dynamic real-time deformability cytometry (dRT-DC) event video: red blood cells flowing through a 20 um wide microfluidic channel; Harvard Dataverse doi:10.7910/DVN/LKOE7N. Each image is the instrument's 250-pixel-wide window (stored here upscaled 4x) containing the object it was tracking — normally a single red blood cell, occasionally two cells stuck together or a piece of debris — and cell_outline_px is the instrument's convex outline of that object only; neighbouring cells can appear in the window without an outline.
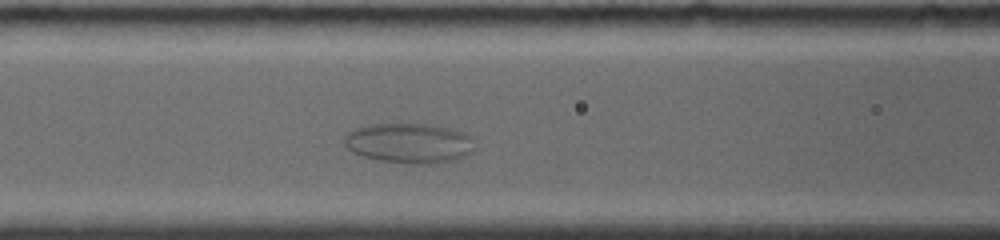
{"species": "common noctule bat (a hibernating species)", "species_latin": "Nyctalus noctula", "temperature_condition": "room temperature", "stored_images_in_passage": 52, "camera_frame_rate_fps": 4000, "um_per_image_px": 0.085, "animal": {"sex": "female", "body_mass_g": 19.0, "forearm_length_mm": 56.7}, "frame": {"image": 1, "passage_image": 17, "time_ms": 4.0, "image_size_px": [1000, 240], "cell_outline_px": [[472, 152], [456, 160], [428, 164], [408, 164], [380, 160], [364, 156], [352, 152], [344, 144], [344, 136], [348, 132], [356, 128], [368, 124], [432, 124], [448, 128], [472, 136]], "centroid_in_image_um": [34.76, 12.17], "position_along_channel_um": 131.8, "area_um2": 30.35}}
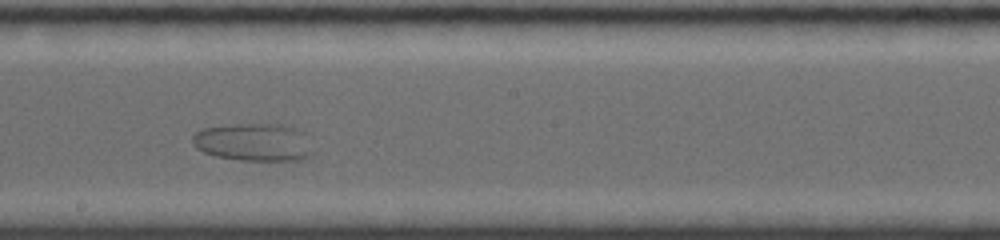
{"frame": {"image": 2, "passage_image": 28, "time_ms": 6.75, "image_size_px": [1000, 240], "cell_outline_px": [[312, 156], [300, 160], [240, 160], [216, 156], [204, 152], [196, 148], [192, 144], [192, 136], [200, 128], [236, 124], [280, 124], [296, 128], [304, 132], [312, 152]], "centroid_in_image_um": [21.54, 12.08], "position_along_channel_um": 226.7, "area_um2": 26.59}}
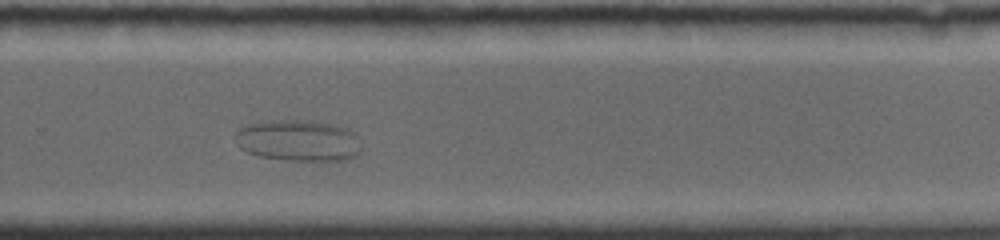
{"frame": {"image": 3, "passage_image": 37, "time_ms": 9.0, "image_size_px": [1000, 240], "cell_outline_px": [[360, 152], [356, 156], [344, 160], [288, 160], [256, 156], [240, 148], [236, 136], [236, 132], [240, 128], [248, 124], [272, 120], [308, 120], [348, 128], [352, 132], [360, 148]], "centroid_in_image_um": [25.33, 11.95], "position_along_channel_um": 304.5, "area_um2": 30.0}}